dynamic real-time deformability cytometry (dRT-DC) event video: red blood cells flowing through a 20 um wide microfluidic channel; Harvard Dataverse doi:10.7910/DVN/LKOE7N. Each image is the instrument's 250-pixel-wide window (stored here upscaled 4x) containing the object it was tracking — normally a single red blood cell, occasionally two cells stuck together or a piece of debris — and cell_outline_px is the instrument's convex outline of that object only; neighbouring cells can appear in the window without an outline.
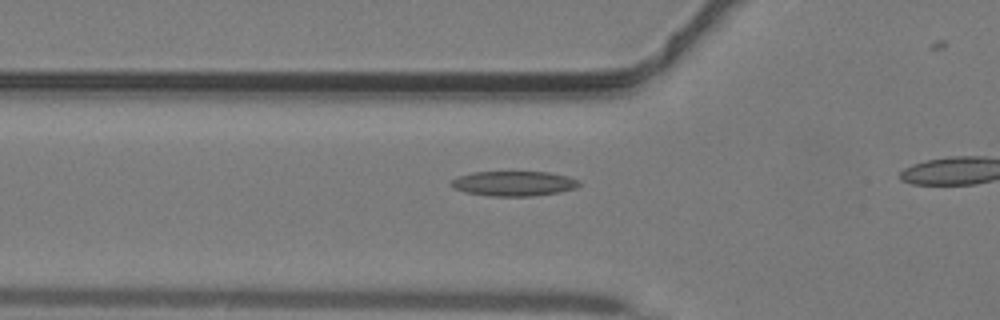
{"species": "common noctule bat (a hibernating species)", "species_latin": "Nyctalus noctula", "temperature_condition": "warm", "stored_images_in_passage": 6, "camera_frame_rate_fps": 3000, "um_per_image_px": 0.085, "animal": {"sex": "male", "body_mass_g": 19.2, "forearm_length_mm": 51.8}, "frame": {"image": 1, "passage_image": 4, "time_ms": 1.0, "image_size_px": [1000, 320], "cell_outline_px": [[580, 184], [576, 188], [560, 192], [532, 196], [488, 196], [464, 192], [452, 188], [448, 184], [452, 180], [460, 176], [472, 172], [548, 172], [568, 176], [580, 180]], "centroid_in_image_um": [43.66, 15.6], "position_along_channel_um": 82.1, "area_um2": 18.73}}